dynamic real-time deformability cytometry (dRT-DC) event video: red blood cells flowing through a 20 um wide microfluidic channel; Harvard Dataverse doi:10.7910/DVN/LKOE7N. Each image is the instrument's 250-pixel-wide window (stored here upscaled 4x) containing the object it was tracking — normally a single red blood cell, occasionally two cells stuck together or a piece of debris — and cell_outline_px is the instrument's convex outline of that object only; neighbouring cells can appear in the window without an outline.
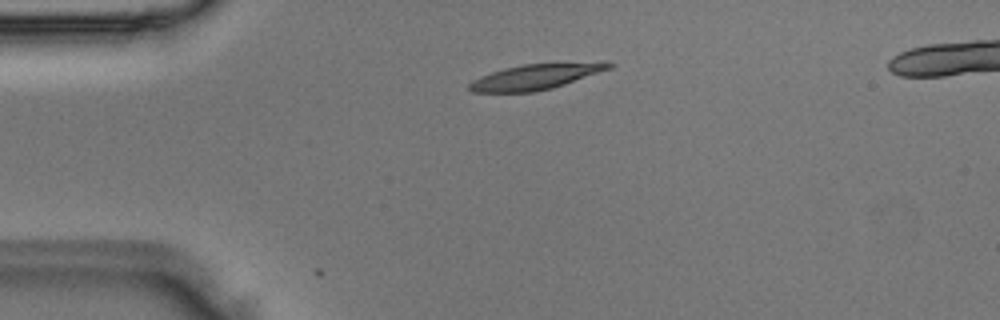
{"species": "Egyptian fruit bat (a non-hibernating species)", "species_latin": "Rousettus aegyptiacus", "temperature_condition": "room temperature", "stored_images_in_passage": 3, "camera_frame_rate_fps": 3000, "um_per_image_px": 0.085, "animal": {"sex": "male"}, "frame": {"image": 1, "passage_image": 1, "time_ms": 0.0, "image_size_px": [1000, 320], "cell_outline_px": [[616, 64], [612, 68], [552, 88], [532, 92], [472, 92], [468, 88], [468, 84], [472, 80], [480, 76], [504, 68], [520, 64]], "centroid_in_image_um": [45.36, 6.56], "position_along_channel_um": 39.6, "area_um2": 19.83}}